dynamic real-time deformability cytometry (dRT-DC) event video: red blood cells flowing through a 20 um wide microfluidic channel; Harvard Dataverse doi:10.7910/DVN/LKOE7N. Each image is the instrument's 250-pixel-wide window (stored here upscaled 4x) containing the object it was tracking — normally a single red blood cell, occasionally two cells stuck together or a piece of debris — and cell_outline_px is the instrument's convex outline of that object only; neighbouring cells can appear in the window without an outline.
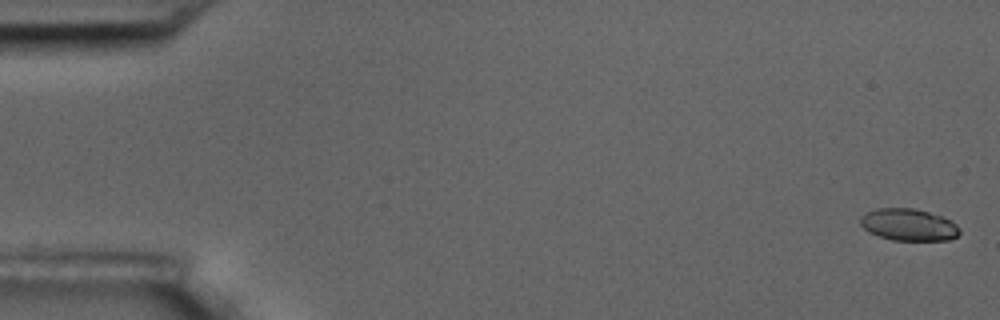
{"species": "common noctule bat (a hibernating species)", "species_latin": "Nyctalus noctula", "temperature_condition": "room temperature", "stored_images_in_passage": 6, "camera_frame_rate_fps": 3000, "um_per_image_px": 0.085, "animal": {"sex": "male", "body_mass_g": 17.5, "forearm_length_mm": 52.3}, "frame": {"image": 1, "passage_image": 1, "time_ms": 0.0, "image_size_px": [1000, 320], "cell_outline_px": [[960, 232], [956, 236], [948, 240], [892, 240], [868, 232], [860, 224], [860, 216], [876, 208], [912, 208], [928, 212], [940, 216], [956, 224], [960, 228]], "centroid_in_image_um": [77.2, 19.1], "position_along_channel_um": 7.8, "area_um2": 18.32}}
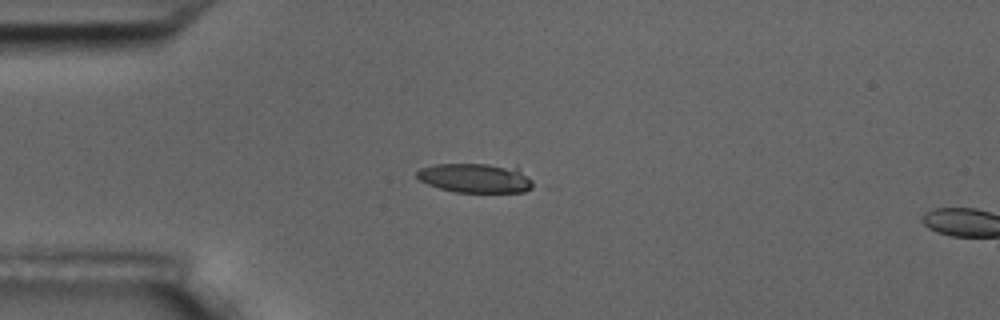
{"frame": {"image": 2, "passage_image": 5, "time_ms": 4.667, "image_size_px": [1000, 320], "cell_outline_px": [[532, 188], [524, 192], [456, 192], [440, 188], [428, 184], [420, 180], [416, 176], [416, 172], [420, 168], [436, 164], [516, 164], [532, 180]], "centroid_in_image_um": [40.48, 15.11], "position_along_channel_um": 44.5, "area_um2": 20.29}}